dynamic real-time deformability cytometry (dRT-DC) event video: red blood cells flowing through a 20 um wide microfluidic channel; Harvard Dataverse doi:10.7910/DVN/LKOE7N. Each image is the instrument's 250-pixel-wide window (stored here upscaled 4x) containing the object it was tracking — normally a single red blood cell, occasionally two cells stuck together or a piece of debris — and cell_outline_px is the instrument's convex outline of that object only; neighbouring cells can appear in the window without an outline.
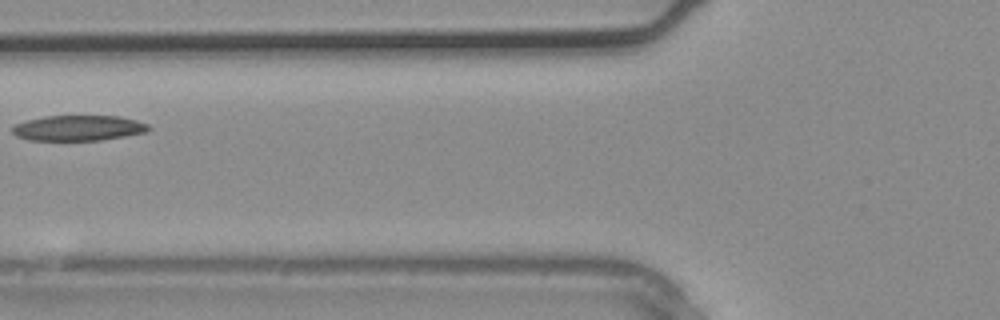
{"species": "common noctule bat (a hibernating species)", "species_latin": "Nyctalus noctula", "temperature_condition": "warm", "stored_images_in_passage": 4, "camera_frame_rate_fps": 3000, "um_per_image_px": 0.085, "animal": {"sex": "male", "body_mass_g": 20.4}, "frame": {"image": 1, "passage_image": 4, "time_ms": 1.0, "image_size_px": [1000, 320], "cell_outline_px": [[152, 128], [148, 132], [100, 140], [28, 140], [16, 136], [12, 132], [12, 124], [44, 116], [120, 116], [136, 120], [148, 124]], "centroid_in_image_um": [6.66, 10.88], "position_along_channel_um": 119.1, "area_um2": 20.29}}